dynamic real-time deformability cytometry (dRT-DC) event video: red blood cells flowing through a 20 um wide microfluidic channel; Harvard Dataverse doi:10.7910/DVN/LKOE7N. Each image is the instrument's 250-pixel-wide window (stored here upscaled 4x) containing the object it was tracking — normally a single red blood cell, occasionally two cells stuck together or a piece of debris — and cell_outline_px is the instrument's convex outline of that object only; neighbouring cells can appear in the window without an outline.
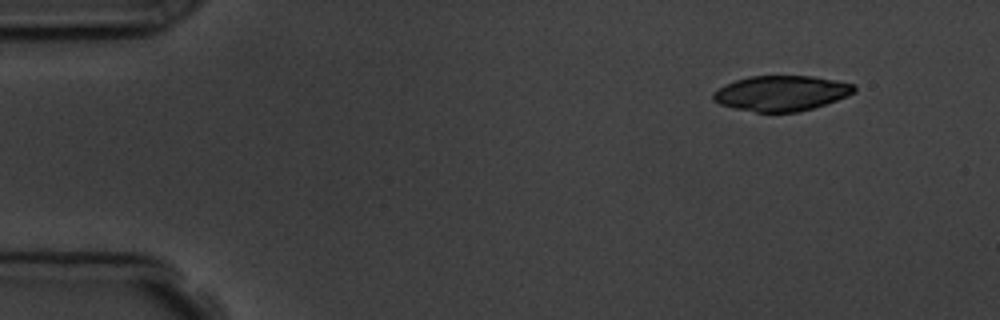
{"species": "common noctule bat (a hibernating species)", "species_latin": "Nyctalus noctula", "temperature_condition": "room temperature", "stored_images_in_passage": 5, "camera_frame_rate_fps": 3000, "um_per_image_px": 0.085, "animal": {"sex": "male", "body_mass_g": 19.5, "forearm_length_mm": 54.6}, "frame": {"image": 1, "passage_image": 1, "time_ms": 0.0, "image_size_px": [1000, 320], "cell_outline_px": [[856, 92], [848, 96], [812, 108], [796, 112], [756, 112], [736, 108], [720, 104], [712, 100], [712, 92], [724, 84], [748, 76], [812, 76], [836, 80], [856, 84]], "centroid_in_image_um": [66.41, 7.91], "position_along_channel_um": 18.6, "area_um2": 29.07}}